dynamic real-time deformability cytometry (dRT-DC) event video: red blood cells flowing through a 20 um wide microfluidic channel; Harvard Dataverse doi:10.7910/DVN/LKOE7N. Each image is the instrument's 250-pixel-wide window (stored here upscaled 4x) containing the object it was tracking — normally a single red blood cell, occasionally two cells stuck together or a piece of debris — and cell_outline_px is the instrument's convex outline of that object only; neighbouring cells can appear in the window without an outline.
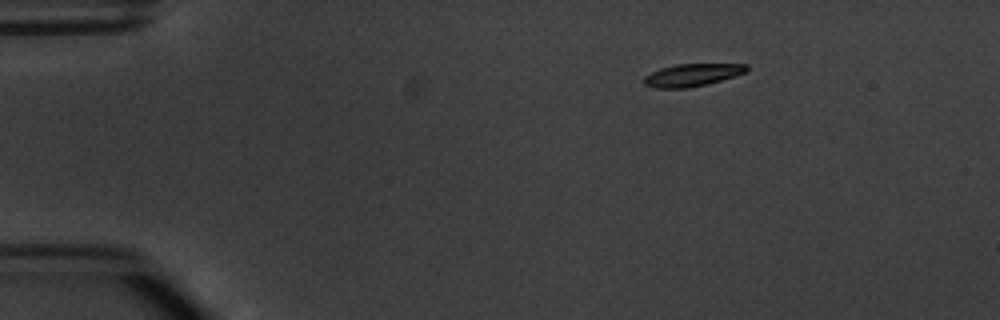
{"species": "common noctule bat (a hibernating species)", "species_latin": "Nyctalus noctula", "temperature_condition": "warm", "stored_images_in_passage": 3, "camera_frame_rate_fps": 3000, "um_per_image_px": 0.085, "animal": {"sex": "male", "body_mass_g": 20.1, "forearm_length_mm": 53.5}, "frame": {"image": 1, "passage_image": 1, "time_ms": 0.0, "image_size_px": [1000, 320], "cell_outline_px": [[748, 72], [720, 80], [688, 88], [656, 88], [644, 84], [644, 76], [660, 68], [676, 64], [748, 64]], "centroid_in_image_um": [58.84, 6.36], "position_along_channel_um": 26.2, "area_um2": 13.35}}